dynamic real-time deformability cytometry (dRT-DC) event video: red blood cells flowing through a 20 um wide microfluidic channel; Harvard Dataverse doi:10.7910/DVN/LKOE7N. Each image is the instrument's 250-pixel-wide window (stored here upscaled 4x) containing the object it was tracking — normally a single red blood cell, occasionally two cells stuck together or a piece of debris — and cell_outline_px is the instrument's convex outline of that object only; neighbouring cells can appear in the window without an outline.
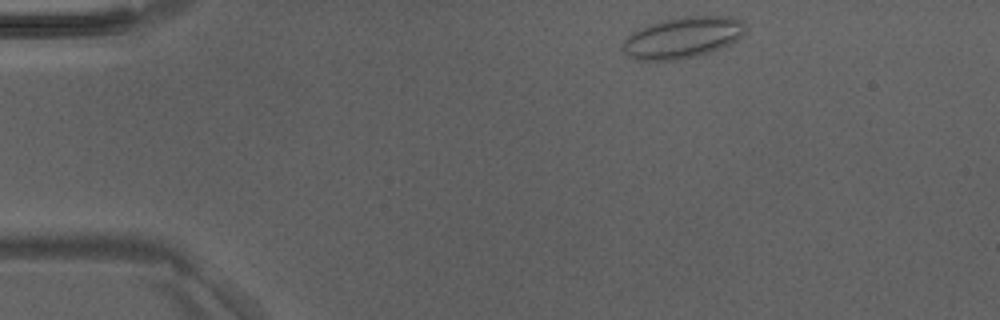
{"species": "Egyptian fruit bat (a non-hibernating species)", "species_latin": "Rousettus aegyptiacus", "temperature_condition": "room temperature", "stored_images_in_passage": 41, "camera_frame_rate_fps": 3000, "um_per_image_px": 0.085, "animal": {"sex": "male"}, "frame": {"image": 1, "passage_image": 1, "time_ms": 0.0, "image_size_px": [1000, 320], "cell_outline_px": [[744, 32], [736, 40], [712, 52], [680, 60], [636, 60], [628, 56], [620, 48], [624, 40], [632, 32], [640, 28], [660, 20], [684, 16], [728, 16], [740, 20], [744, 24]], "centroid_in_image_um": [57.97, 3.2], "position_along_channel_um": 27.0, "area_um2": 29.48}}
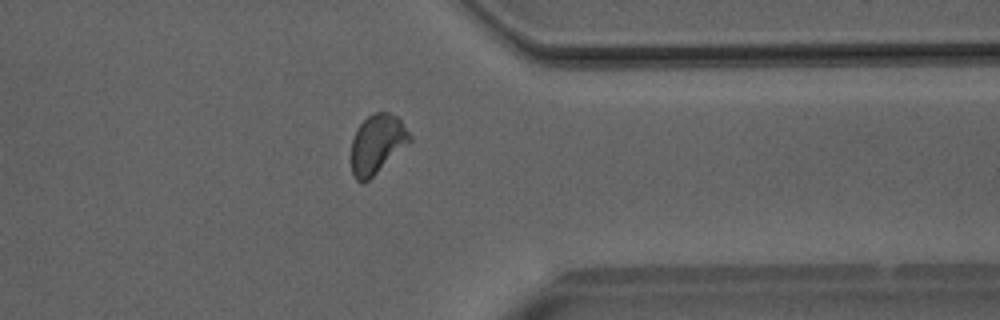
{"frame": {"image": 2, "passage_image": 31, "time_ms": 10.0, "image_size_px": [1000, 320], "cell_outline_px": [[412, 140], [368, 180], [356, 180], [352, 176], [352, 140], [356, 128], [368, 116], [376, 112], [388, 112], [396, 116], [400, 120], [412, 136]], "centroid_in_image_um": [32.05, 12.21], "position_along_channel_um": 379.3, "area_um2": 19.77}}
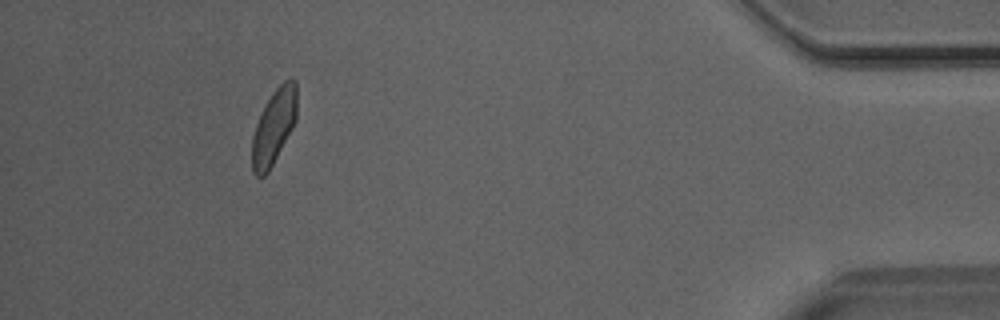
{"frame": {"image": 3, "passage_image": 37, "time_ms": 12.0, "image_size_px": [1000, 320], "cell_outline_px": [[296, 120], [292, 128], [268, 172], [264, 176], [256, 176], [252, 172], [252, 136], [256, 124], [272, 92], [284, 80], [292, 76], [296, 80]], "centroid_in_image_um": [23.28, 10.75], "position_along_channel_um": 411.9, "area_um2": 19.36}}